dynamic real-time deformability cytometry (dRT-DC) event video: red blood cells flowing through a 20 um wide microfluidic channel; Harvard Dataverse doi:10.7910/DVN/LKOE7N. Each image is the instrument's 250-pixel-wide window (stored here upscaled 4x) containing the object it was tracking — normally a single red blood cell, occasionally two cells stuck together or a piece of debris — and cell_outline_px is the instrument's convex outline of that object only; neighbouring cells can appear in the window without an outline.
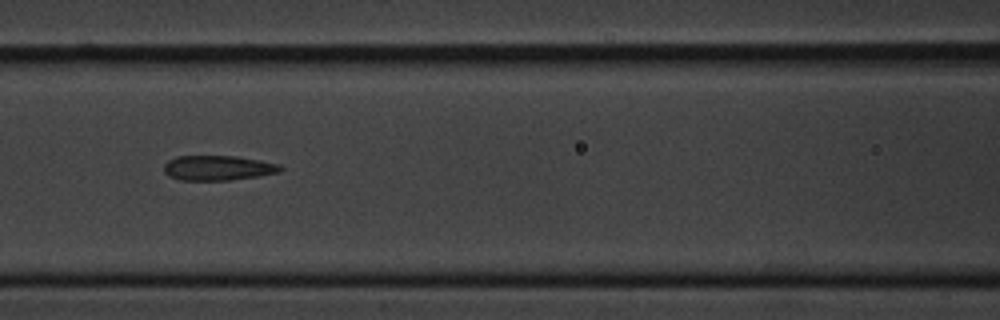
{"species": "common noctule bat (a hibernating species)", "species_latin": "Nyctalus noctula", "temperature_condition": "cold", "stored_images_in_passage": 4, "camera_frame_rate_fps": 3000, "um_per_image_px": 0.085, "animal": {"sex": "male", "body_mass_g": 20.1, "forearm_length_mm": 53.5}, "frame": {"image": 1, "passage_image": 4, "time_ms": 3.333, "image_size_px": [1000, 320], "cell_outline_px": [[284, 168], [280, 172], [256, 176], [228, 180], [180, 180], [168, 176], [164, 172], [164, 164], [168, 160], [176, 156], [236, 156], [260, 160], [280, 164]], "centroid_in_image_um": [18.51, 14.27], "position_along_channel_um": 148.1, "area_um2": 16.94}}